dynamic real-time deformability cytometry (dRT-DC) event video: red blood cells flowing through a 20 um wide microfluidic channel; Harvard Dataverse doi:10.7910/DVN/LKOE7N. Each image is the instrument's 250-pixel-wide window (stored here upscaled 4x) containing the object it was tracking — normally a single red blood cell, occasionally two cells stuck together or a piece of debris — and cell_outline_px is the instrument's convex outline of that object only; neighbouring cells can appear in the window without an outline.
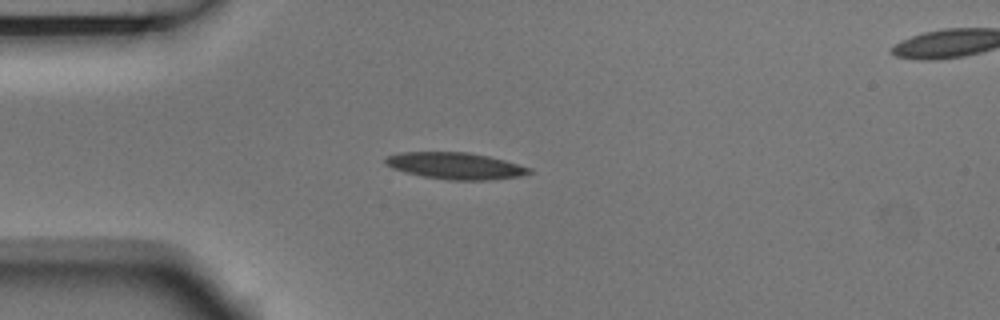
{"species": "Egyptian fruit bat (a non-hibernating species)", "species_latin": "Rousettus aegyptiacus", "temperature_condition": "room temperature", "stored_images_in_passage": 5, "segment_of_instrument_passage": [1, 2], "camera_frame_rate_fps": 3000, "um_per_image_px": 0.085, "animal": {"sex": "male"}, "frame": {"image": 1, "passage_image": 4, "time_ms": 1.0, "image_size_px": [1000, 320], "cell_outline_px": [[532, 172], [520, 176], [488, 180], [452, 180], [424, 176], [404, 172], [392, 168], [384, 160], [388, 156], [400, 152], [468, 152], [488, 156], [504, 160], [532, 168]], "centroid_in_image_um": [38.73, 14.09], "position_along_channel_um": 46.3, "area_um2": 22.14}}